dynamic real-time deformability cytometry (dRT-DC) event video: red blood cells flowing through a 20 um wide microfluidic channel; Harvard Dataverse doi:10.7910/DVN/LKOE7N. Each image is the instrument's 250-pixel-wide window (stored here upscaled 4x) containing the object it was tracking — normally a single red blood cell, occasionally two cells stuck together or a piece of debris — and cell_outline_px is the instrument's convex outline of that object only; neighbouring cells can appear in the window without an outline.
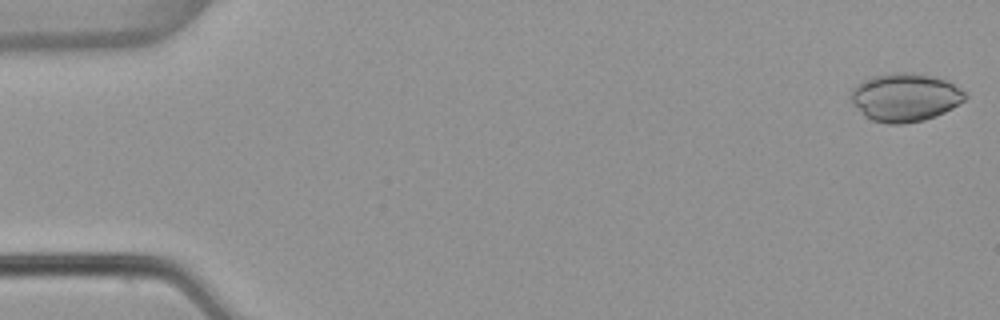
{"species": "common noctule bat (a hibernating species)", "species_latin": "Nyctalus noctula", "temperature_condition": "warm", "stored_images_in_passage": 53, "camera_frame_rate_fps": 3000, "um_per_image_px": 0.085, "animal": {"sex": "female", "body_mass_g": 22.7, "forearm_length_mm": 54.2}, "frame": {"image": 1, "passage_image": 1, "time_ms": 0.0, "image_size_px": [1000, 320], "cell_outline_px": [[968, 96], [964, 100], [952, 108], [936, 116], [924, 120], [904, 124], [888, 124], [872, 120], [864, 116], [852, 104], [848, 96], [852, 88], [856, 84], [872, 76], [896, 72], [912, 72], [932, 76], [944, 80], [968, 92]], "centroid_in_image_um": [76.9, 8.28], "position_along_channel_um": 8.1, "area_um2": 32.43}}
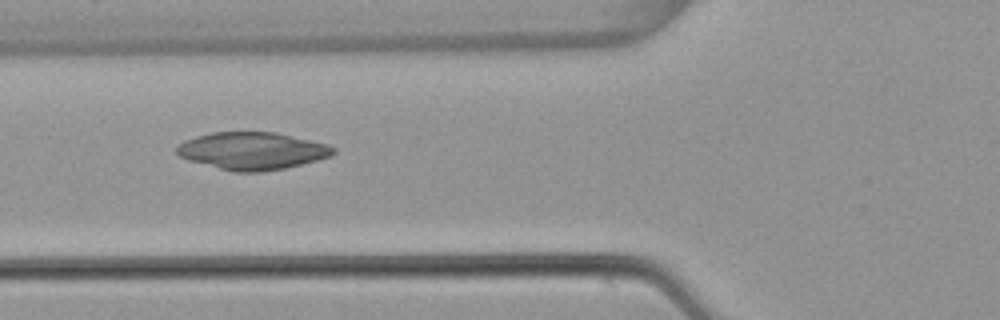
{"frame": {"image": 2, "passage_image": 20, "time_ms": 6.333, "image_size_px": [1000, 320], "cell_outline_px": [[336, 152], [332, 156], [284, 168], [260, 172], [236, 172], [188, 160], [180, 156], [176, 152], [176, 148], [184, 140], [196, 136], [212, 132], [276, 132], [328, 144], [336, 148]], "centroid_in_image_um": [21.46, 12.81], "position_along_channel_um": 104.3, "area_um2": 33.99}}
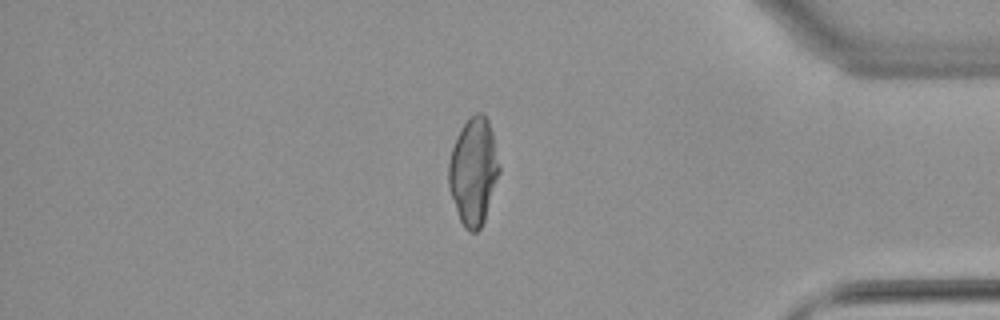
{"frame": {"image": 3, "passage_image": 45, "time_ms": 14.667, "image_size_px": [1000, 320], "cell_outline_px": [[500, 172], [484, 220], [480, 228], [476, 232], [468, 232], [464, 228], [460, 220], [448, 188], [448, 164], [452, 148], [460, 128], [476, 112], [484, 112], [488, 120], [492, 132], [500, 168]], "centroid_in_image_um": [40.23, 14.56], "position_along_channel_um": 395.0, "area_um2": 31.5}}